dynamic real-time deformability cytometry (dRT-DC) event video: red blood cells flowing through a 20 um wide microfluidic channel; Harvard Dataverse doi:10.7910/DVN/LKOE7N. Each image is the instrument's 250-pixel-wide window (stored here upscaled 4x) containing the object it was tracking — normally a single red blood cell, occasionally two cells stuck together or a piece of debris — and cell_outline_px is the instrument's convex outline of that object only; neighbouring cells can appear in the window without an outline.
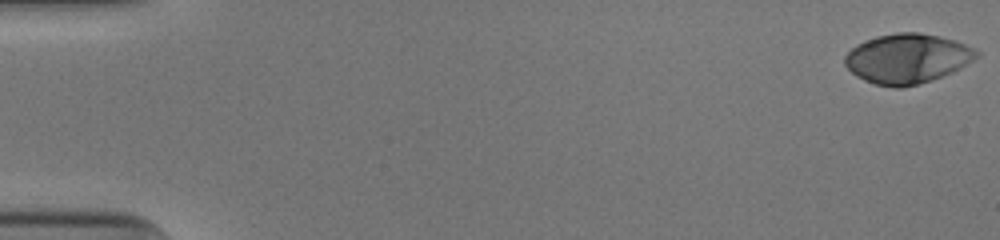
{"species": "human", "species_latin": "Homo sapiens", "temperature_condition": "cold", "stored_images_in_passage": 46, "camera_frame_rate_fps": 3000, "um_per_image_px": 0.085, "donor": {"sex": "male"}, "frame": {"image": 1, "passage_image": 1, "time_ms": 0.0, "image_size_px": [1000, 240], "cell_outline_px": [[980, 56], [960, 68], [952, 72], [932, 80], [920, 84], [900, 88], [896, 88], [876, 84], [864, 80], [856, 76], [844, 64], [844, 56], [856, 44], [864, 40], [876, 36], [896, 32], [916, 32], [936, 36], [952, 40], [964, 44], [980, 52]], "centroid_in_image_um": [77.09, 4.98], "position_along_channel_um": 7.9, "area_um2": 38.09}}
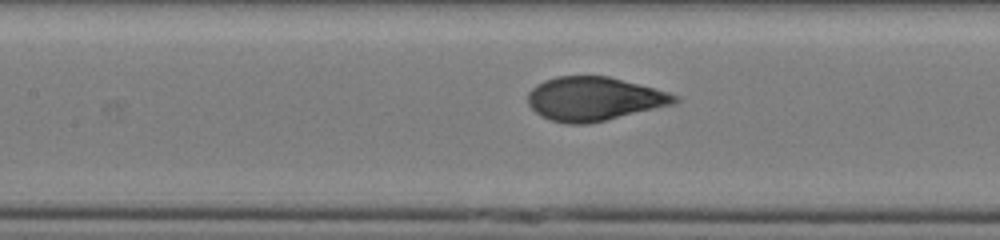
{"frame": {"image": 2, "passage_image": 25, "time_ms": 8.0, "image_size_px": [1000, 240], "cell_outline_px": [[680, 100], [676, 104], [588, 124], [568, 124], [548, 120], [540, 116], [528, 104], [528, 92], [536, 84], [544, 80], [556, 76], [608, 76], [668, 92], [680, 96]], "centroid_in_image_um": [50.49, 8.41], "position_along_channel_um": 156.9, "area_um2": 37.63}}
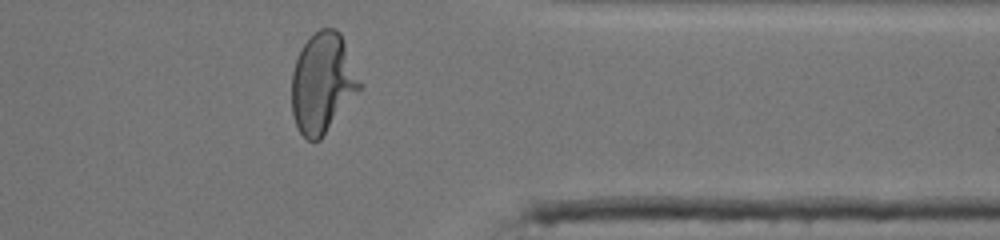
{"frame": {"image": 3, "passage_image": 43, "time_ms": 14.0, "image_size_px": [1000, 240], "cell_outline_px": [[364, 88], [320, 140], [308, 140], [300, 132], [292, 116], [292, 72], [296, 60], [304, 44], [320, 28], [336, 28], [340, 32]], "centroid_in_image_um": [27.45, 7.09], "position_along_channel_um": 383.9, "area_um2": 39.82}, "authors_computed_cell_mechanics": {"area_um2": 37.5989, "velocity_mm_per_s": 3.9462, "shape_relaxation_time_tau1_ms": 4.8161, "shape_relaxation_time_tau2_ms": null, "deformation_change_tau1": 0.2327, "deformation_change_tau2": null}}